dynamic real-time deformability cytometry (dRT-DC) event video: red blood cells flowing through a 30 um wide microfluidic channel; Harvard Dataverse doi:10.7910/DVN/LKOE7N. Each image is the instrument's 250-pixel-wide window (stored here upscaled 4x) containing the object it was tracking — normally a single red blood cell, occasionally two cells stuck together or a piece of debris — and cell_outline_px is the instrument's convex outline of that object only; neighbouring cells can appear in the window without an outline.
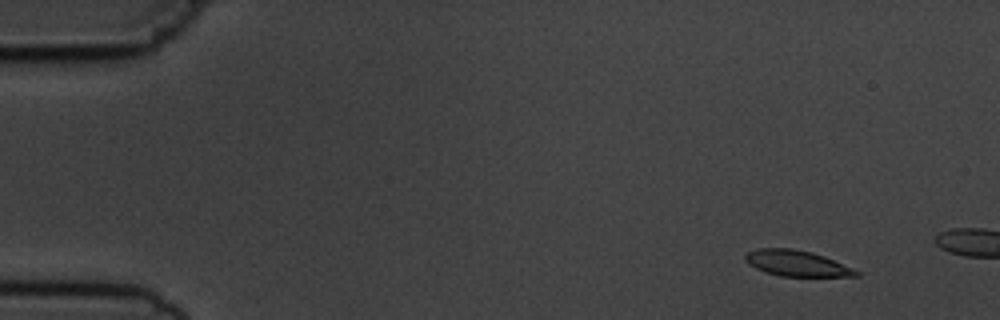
{"species": "common noctule bat (a hibernating species)", "species_latin": "Nyctalus noctula", "temperature_condition": "cold", "stored_images_in_passage": 4, "camera_frame_rate_fps": 3000, "um_per_image_px": 0.085, "animal": {"sex": "male", "body_mass_g": 19.5, "forearm_length_mm": 54.6}, "frame": {"image": 1, "passage_image": 2, "time_ms": 1.333, "image_size_px": [1000, 320], "cell_outline_px": [[860, 276], [780, 276], [764, 272], [748, 264], [744, 260], [744, 256], [748, 252], [756, 248], [792, 248], [812, 252], [824, 256], [852, 268], [860, 272]], "centroid_in_image_um": [67.68, 22.37], "position_along_channel_um": 17.3, "area_um2": 16.7}}